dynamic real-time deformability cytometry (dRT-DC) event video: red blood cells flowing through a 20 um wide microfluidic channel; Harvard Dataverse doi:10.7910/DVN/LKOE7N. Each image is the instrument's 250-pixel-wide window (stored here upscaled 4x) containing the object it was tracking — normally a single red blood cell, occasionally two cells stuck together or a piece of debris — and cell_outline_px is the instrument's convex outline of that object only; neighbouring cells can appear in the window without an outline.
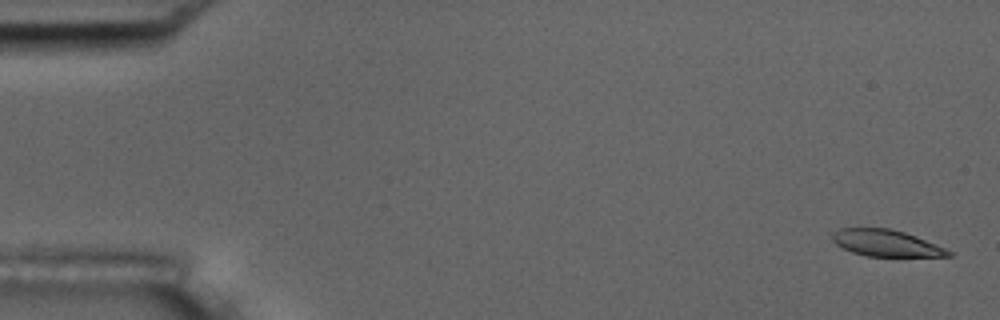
{"species": "common noctule bat (a hibernating species)", "species_latin": "Nyctalus noctula", "temperature_condition": "room temperature", "stored_images_in_passage": 5, "camera_frame_rate_fps": 3000, "um_per_image_px": 0.085, "animal": {"sex": "male", "body_mass_g": 17.5, "forearm_length_mm": 52.3}, "frame": {"image": 1, "passage_image": 1, "time_ms": 0.0, "image_size_px": [1000, 320], "cell_outline_px": [[952, 256], [868, 256], [852, 252], [836, 244], [832, 240], [832, 236], [840, 228], [888, 228], [904, 232], [916, 236], [936, 244], [952, 252]], "centroid_in_image_um": [75.32, 20.66], "position_along_channel_um": 9.7, "area_um2": 17.69}}
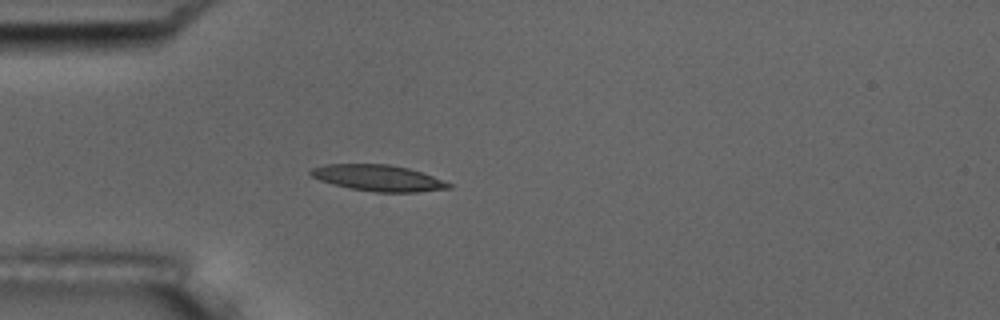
{"frame": {"image": 2, "passage_image": 5, "time_ms": 4.667, "image_size_px": [1000, 320], "cell_outline_px": [[452, 188], [416, 192], [376, 192], [352, 188], [332, 184], [320, 180], [312, 176], [308, 172], [312, 168], [324, 164], [388, 164], [408, 168], [432, 176], [452, 184]], "centroid_in_image_um": [32.13, 15.12], "position_along_channel_um": 52.9, "area_um2": 20.87}}